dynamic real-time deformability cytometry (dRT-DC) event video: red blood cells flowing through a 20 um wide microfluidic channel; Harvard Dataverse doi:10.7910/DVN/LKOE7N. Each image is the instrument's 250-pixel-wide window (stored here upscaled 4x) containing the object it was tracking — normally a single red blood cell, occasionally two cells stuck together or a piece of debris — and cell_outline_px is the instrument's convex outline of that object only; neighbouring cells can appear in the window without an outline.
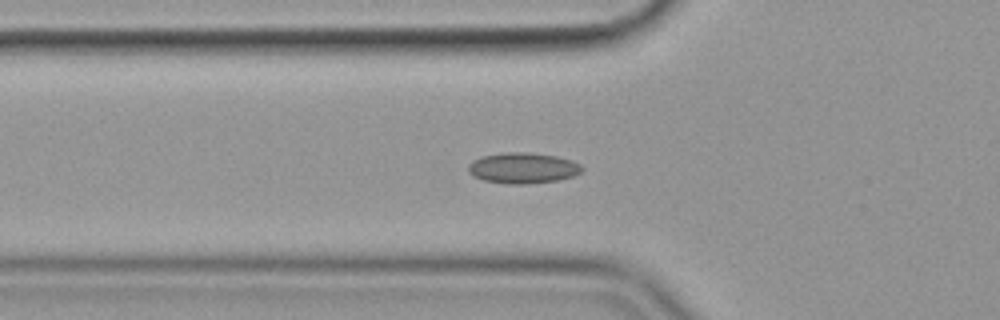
{"species": "common noctule bat (a hibernating species)", "species_latin": "Nyctalus noctula", "temperature_condition": "cold", "stored_images_in_passage": 50, "camera_frame_rate_fps": 3000, "um_per_image_px": 0.085, "animal": {"sex": "female", "body_mass_g": 19.9}, "frame": {"image": 1, "passage_image": 12, "time_ms": 3.667, "image_size_px": [1000, 320], "cell_outline_px": [[584, 168], [580, 172], [572, 176], [556, 180], [524, 184], [508, 184], [484, 180], [472, 176], [468, 172], [468, 164], [472, 160], [480, 156], [508, 152], [524, 152], [556, 156], [572, 160], [580, 164]], "centroid_in_image_um": [44.4, 14.27], "position_along_channel_um": 81.4, "area_um2": 20.35}}
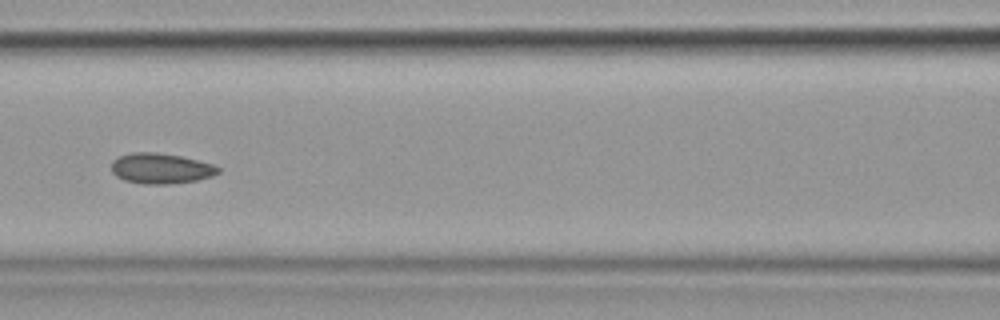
{"frame": {"image": 2, "passage_image": 18, "time_ms": 5.667, "image_size_px": [1000, 320], "cell_outline_px": [[220, 172], [212, 176], [196, 180], [168, 184], [144, 184], [124, 180], [116, 176], [112, 172], [112, 160], [120, 156], [132, 152], [156, 152], [180, 156], [216, 164], [220, 168]], "centroid_in_image_um": [13.69, 14.31], "position_along_channel_um": 152.9, "area_um2": 19.02}}
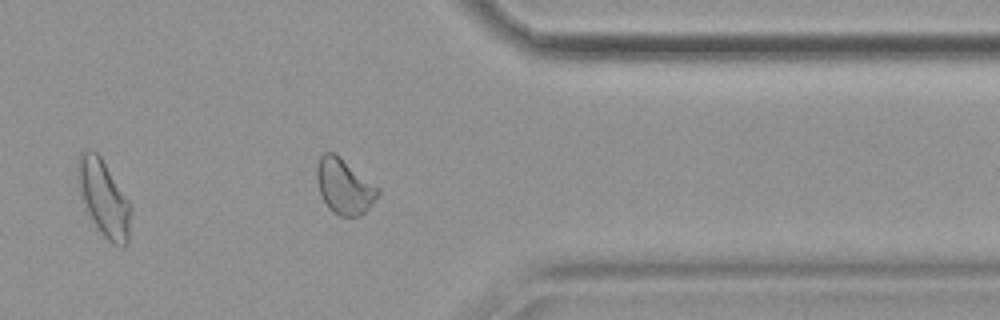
{"frame": {"image": 3, "passage_image": 38, "time_ms": 12.333, "image_size_px": [1000, 320], "cell_outline_px": [[380, 192], [368, 208], [360, 216], [340, 216], [332, 212], [328, 208], [320, 192], [316, 180], [316, 168], [320, 156], [324, 152], [332, 152], [380, 188]], "centroid_in_image_um": [29.24, 15.86], "position_along_channel_um": 382.2, "area_um2": 19.31}, "authors_computed_cell_mechanics": {"area_um2": 19.3341, "velocity_mm_per_s": 3.5612, "shape_relaxation_time_tau1_ms": null, "shape_relaxation_time_tau2_ms": 2.0849, "deformation_change_tau1": null, "deformation_change_tau2": 0.0673}}